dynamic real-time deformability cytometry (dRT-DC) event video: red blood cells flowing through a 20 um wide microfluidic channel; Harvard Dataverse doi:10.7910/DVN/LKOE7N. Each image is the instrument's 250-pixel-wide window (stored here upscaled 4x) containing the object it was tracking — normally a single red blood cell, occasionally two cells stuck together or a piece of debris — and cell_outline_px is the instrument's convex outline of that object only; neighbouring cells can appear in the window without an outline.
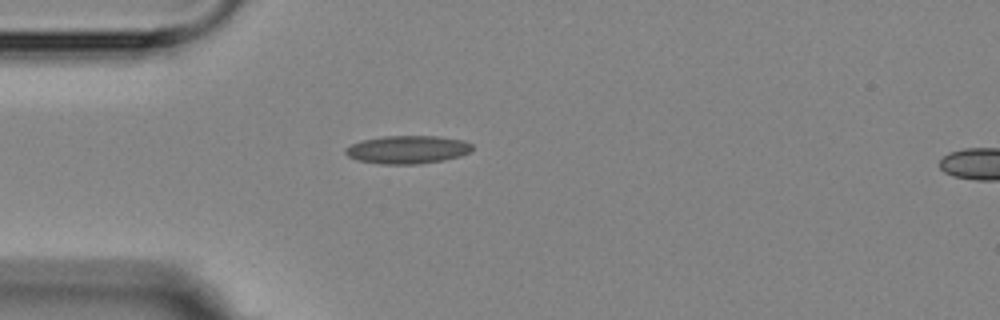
{"species": "Egyptian fruit bat (a non-hibernating species)", "species_latin": "Rousettus aegyptiacus", "temperature_condition": "room temperature", "stored_images_in_passage": 1, "camera_frame_rate_fps": 3000, "um_per_image_px": 0.085, "animal": {"sex": "female"}, "frame": {"image": 1, "passage_image": 1, "time_ms": 0.0, "image_size_px": [1000, 320], "cell_outline_px": [[472, 148], [468, 152], [460, 156], [444, 160], [420, 164], [380, 164], [356, 160], [348, 156], [344, 152], [344, 148], [352, 144], [364, 140], [384, 136], [436, 136], [460, 140], [472, 144]], "centroid_in_image_um": [34.6, 12.72], "position_along_channel_um": 50.4, "area_um2": 20.63}}